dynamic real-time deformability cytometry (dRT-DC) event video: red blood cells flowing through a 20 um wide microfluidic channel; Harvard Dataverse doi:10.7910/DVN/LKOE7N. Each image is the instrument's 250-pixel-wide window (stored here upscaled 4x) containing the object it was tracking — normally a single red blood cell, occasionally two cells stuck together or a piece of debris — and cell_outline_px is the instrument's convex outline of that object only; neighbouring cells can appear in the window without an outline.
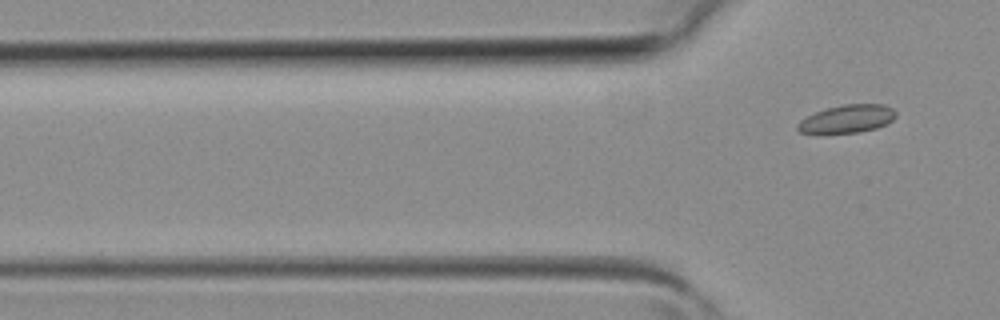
{"species": "common noctule bat (a hibernating species)", "species_latin": "Nyctalus noctula", "temperature_condition": "room temperature", "stored_images_in_passage": 5, "camera_frame_rate_fps": 3000, "um_per_image_px": 0.085, "animal": {"sex": "female", "body_mass_g": 19.3, "forearm_length_mm": 54.1}, "frame": {"image": 1, "passage_image": 5, "time_ms": 1.333, "image_size_px": [1000, 320], "cell_outline_px": [[896, 116], [888, 124], [876, 128], [860, 132], [824, 136], [820, 136], [800, 132], [796, 128], [796, 124], [800, 120], [816, 112], [828, 108], [844, 104], [884, 104], [892, 108], [896, 112]], "centroid_in_image_um": [71.96, 10.16], "position_along_channel_um": 53.8, "area_um2": 16.7}}